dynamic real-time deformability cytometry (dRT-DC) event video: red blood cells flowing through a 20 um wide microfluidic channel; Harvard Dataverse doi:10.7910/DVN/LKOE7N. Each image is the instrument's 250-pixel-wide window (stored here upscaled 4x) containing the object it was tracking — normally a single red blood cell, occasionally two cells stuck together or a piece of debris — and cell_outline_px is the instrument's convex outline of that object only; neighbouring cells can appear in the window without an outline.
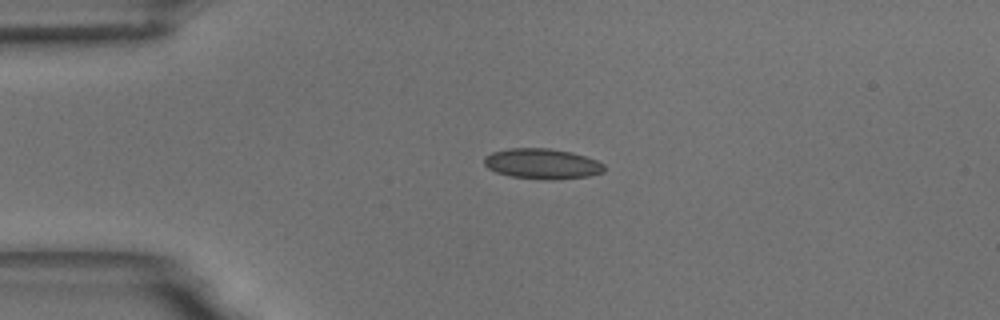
{"species": "common noctule bat (a hibernating species)", "species_latin": "Nyctalus noctula", "temperature_condition": "room temperature", "stored_images_in_passage": 44, "camera_frame_rate_fps": 3000, "um_per_image_px": 0.085, "animal": {"sex": "male", "body_mass_g": 18.8}, "frame": {"image": 1, "passage_image": 1, "time_ms": 0.0, "image_size_px": [1000, 320], "cell_outline_px": [[604, 172], [588, 176], [552, 180], [512, 176], [496, 172], [488, 168], [484, 164], [484, 156], [492, 152], [508, 148], [548, 148], [572, 152], [596, 160], [604, 164]], "centroid_in_image_um": [46.08, 13.91], "position_along_channel_um": 38.9, "area_um2": 21.15}}
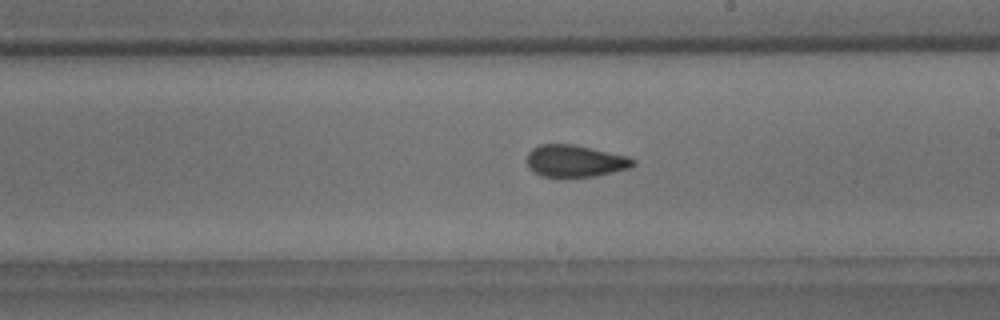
{"frame": {"image": 2, "passage_image": 20, "time_ms": 6.333, "image_size_px": [1000, 320], "cell_outline_px": [[636, 164], [632, 168], [596, 176], [564, 180], [540, 176], [532, 172], [528, 168], [528, 152], [532, 148], [540, 144], [572, 144], [628, 156], [636, 160]], "centroid_in_image_um": [48.87, 13.74], "position_along_channel_um": 240.1, "area_um2": 20.63}}
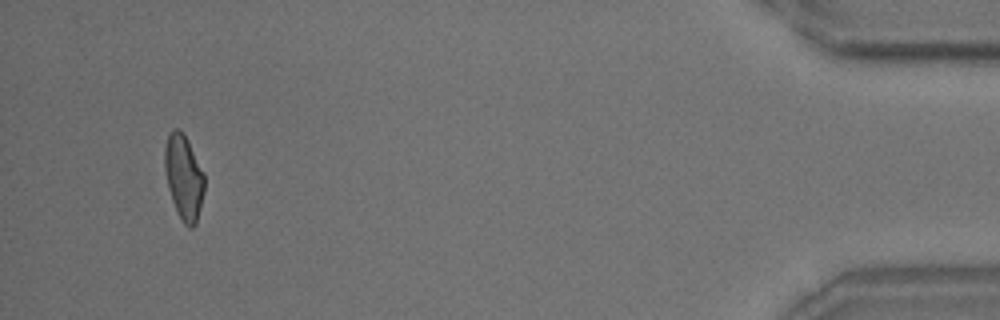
{"frame": {"image": 3, "passage_image": 41, "time_ms": 13.333, "image_size_px": [1000, 320], "cell_outline_px": [[204, 192], [196, 224], [192, 228], [188, 228], [184, 224], [176, 212], [168, 188], [164, 168], [164, 148], [168, 132], [172, 128], [180, 128], [184, 132], [204, 172]], "centroid_in_image_um": [15.61, 15.02], "position_along_channel_um": 419.6, "area_um2": 20.06}, "authors_computed_cell_mechanics": {"area_um2": 20.1433, "velocity_mm_per_s": 3.6265, "shape_relaxation_time_tau1_ms": 9.5504, "shape_relaxation_time_tau2_ms": 1.6976, "deformation_change_tau1": 0.1732, "deformation_change_tau2": 0.0675}}